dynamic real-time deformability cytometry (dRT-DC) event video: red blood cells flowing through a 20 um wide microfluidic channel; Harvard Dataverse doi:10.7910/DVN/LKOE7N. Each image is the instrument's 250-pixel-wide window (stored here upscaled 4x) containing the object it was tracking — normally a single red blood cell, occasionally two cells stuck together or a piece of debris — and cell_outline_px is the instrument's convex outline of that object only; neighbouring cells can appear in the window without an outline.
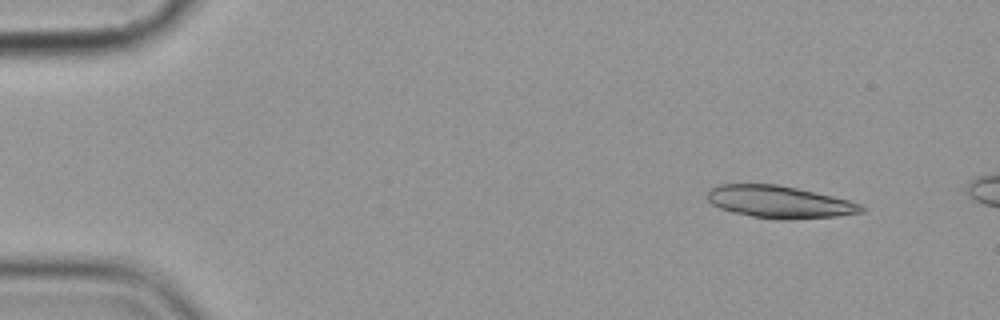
{"species": "common noctule bat (a hibernating species)", "species_latin": "Nyctalus noctula", "temperature_condition": "cold", "stored_images_in_passage": 4, "camera_frame_rate_fps": 3000, "um_per_image_px": 0.085, "animal": {"sex": "female", "body_mass_g": 19.9}, "frame": {"image": 1, "passage_image": 1, "time_ms": 0.0, "image_size_px": [1000, 320], "cell_outline_px": [[864, 212], [836, 216], [784, 220], [780, 220], [752, 216], [732, 212], [720, 208], [712, 204], [708, 200], [708, 192], [712, 188], [720, 184], [776, 184], [796, 188], [832, 196], [848, 200], [860, 204], [864, 208]], "centroid_in_image_um": [66.24, 17.17], "position_along_channel_um": 18.8, "area_um2": 28.67}}